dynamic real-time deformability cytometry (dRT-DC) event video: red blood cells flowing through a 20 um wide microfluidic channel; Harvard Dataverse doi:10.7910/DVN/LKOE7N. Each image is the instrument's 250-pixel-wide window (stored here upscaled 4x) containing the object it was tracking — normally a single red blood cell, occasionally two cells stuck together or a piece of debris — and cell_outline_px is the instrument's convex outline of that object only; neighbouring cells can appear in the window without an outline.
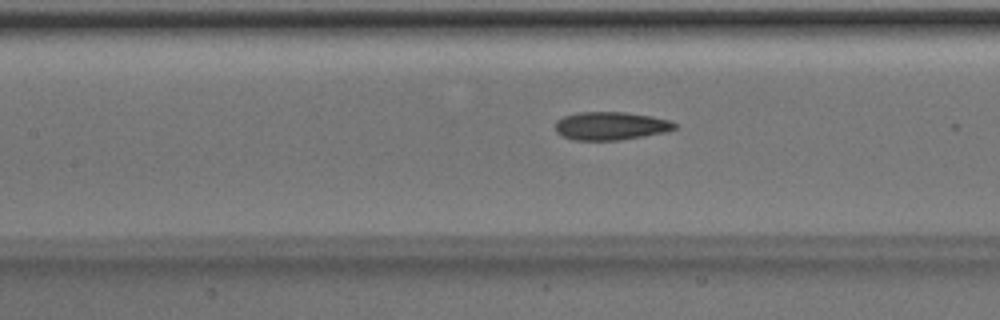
{"species": "Egyptian fruit bat (a non-hibernating species)", "species_latin": "Rousettus aegyptiacus", "temperature_condition": "room temperature", "stored_images_in_passage": 51, "camera_frame_rate_fps": 3000, "um_per_image_px": 0.085, "animal": {"sex": "male"}, "frame": {"image": 1, "passage_image": 23, "time_ms": 7.333, "image_size_px": [1000, 320], "cell_outline_px": [[676, 128], [664, 132], [644, 136], [620, 140], [572, 140], [556, 132], [556, 120], [564, 116], [580, 112], [624, 112], [652, 116], [668, 120], [676, 124]], "centroid_in_image_um": [51.89, 10.7], "position_along_channel_um": 155.5, "area_um2": 19.48}}
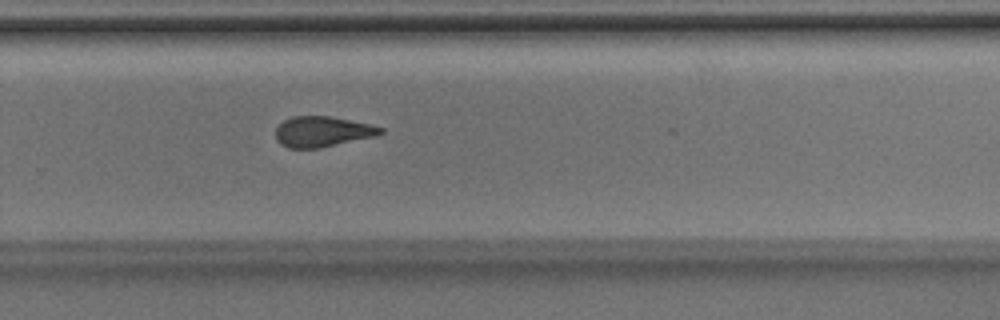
{"frame": {"image": 2, "passage_image": 34, "time_ms": 11.0, "image_size_px": [1000, 320], "cell_outline_px": [[384, 132], [380, 136], [320, 148], [288, 148], [280, 144], [276, 140], [276, 128], [284, 120], [292, 116], [332, 116], [368, 124], [384, 128]], "centroid_in_image_um": [27.43, 11.2], "position_along_channel_um": 302.4, "area_um2": 18.9}}
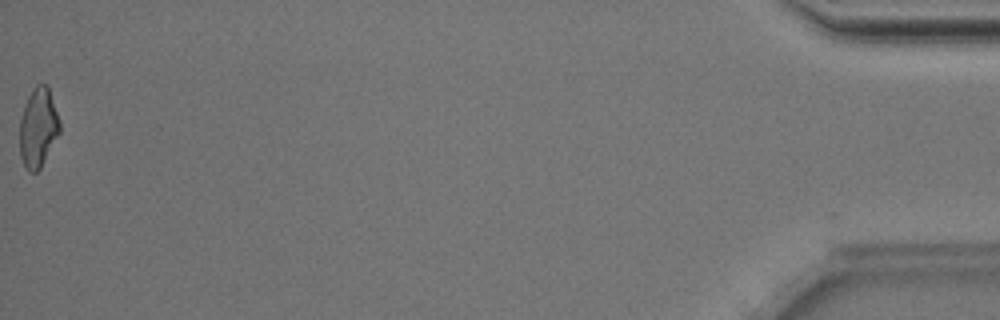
{"frame": {"image": 3, "passage_image": 51, "time_ms": 16.667, "image_size_px": [1000, 320], "cell_outline_px": [[60, 132], [40, 168], [36, 172], [28, 172], [20, 156], [20, 120], [24, 104], [32, 88], [36, 84], [48, 84], [60, 120]], "centroid_in_image_um": [3.25, 10.81], "position_along_channel_um": 432.0, "area_um2": 18.61}, "authors_computed_cell_mechanics": {"area_um2": 19.5942, "velocity_mm_per_s": 4.025, "shape_relaxation_time_tau1_ms": 4.6775, "shape_relaxation_time_tau2_ms": 2.5153, "deformation_change_tau1": 0.1737, "deformation_change_tau2": 0.1224}}